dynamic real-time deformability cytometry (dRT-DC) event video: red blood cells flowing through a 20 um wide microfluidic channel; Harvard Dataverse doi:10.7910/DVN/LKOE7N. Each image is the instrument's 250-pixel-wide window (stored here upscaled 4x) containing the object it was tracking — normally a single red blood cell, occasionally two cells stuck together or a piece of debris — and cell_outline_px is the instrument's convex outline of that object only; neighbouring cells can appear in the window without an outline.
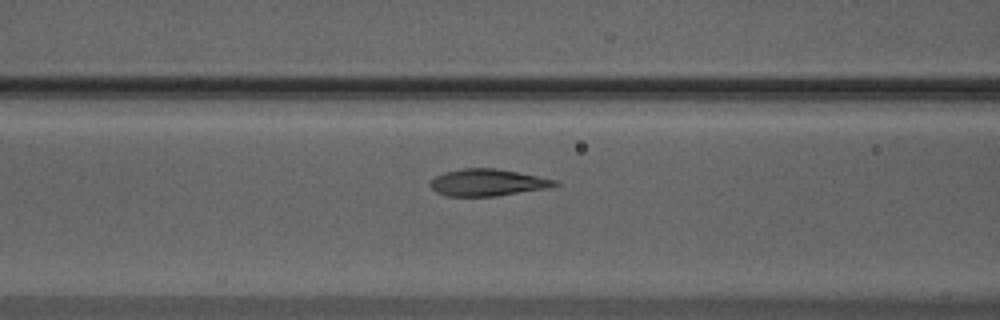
{"species": "Egyptian fruit bat (a non-hibernating species)", "species_latin": "Rousettus aegyptiacus", "temperature_condition": "warm", "stored_images_in_passage": 41, "camera_frame_rate_fps": 3000, "um_per_image_px": 0.085, "animal": {"sex": "male"}, "frame": {"image": 1, "passage_image": 10, "time_ms": 3.0, "image_size_px": [1000, 320], "cell_outline_px": [[560, 184], [552, 188], [496, 196], [448, 196], [436, 192], [428, 184], [436, 176], [444, 172], [464, 168], [496, 168], [556, 180]], "centroid_in_image_um": [41.46, 15.52], "position_along_channel_um": 125.1, "area_um2": 19.54}}
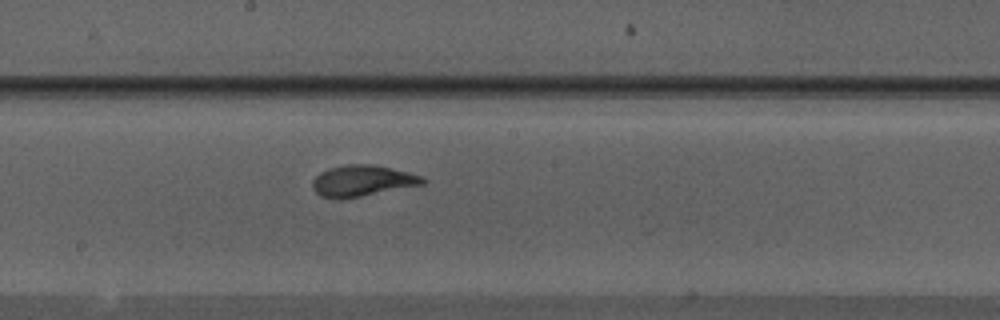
{"frame": {"image": 2, "passage_image": 17, "time_ms": 5.333, "image_size_px": [1000, 320], "cell_outline_px": [[428, 180], [424, 184], [340, 200], [336, 200], [320, 196], [312, 188], [312, 180], [320, 172], [328, 168], [348, 164], [372, 164], [392, 168], [424, 176]], "centroid_in_image_um": [30.79, 15.37], "position_along_channel_um": 217.4, "area_um2": 20.23}}
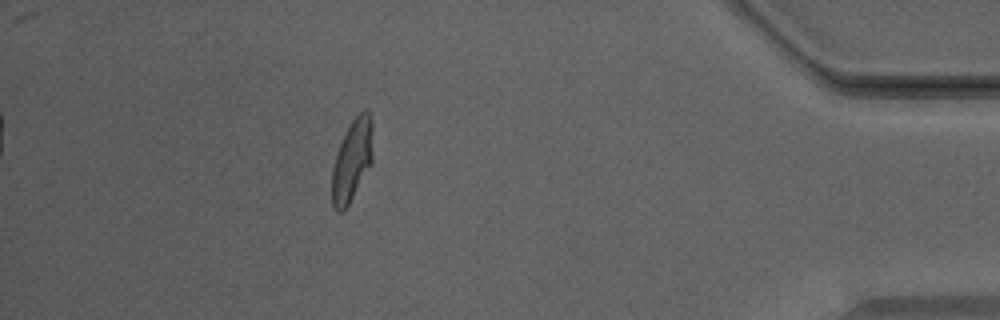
{"frame": {"image": 3, "passage_image": 35, "time_ms": 11.333, "image_size_px": [1000, 320], "cell_outline_px": [[372, 164], [344, 212], [336, 212], [332, 204], [332, 168], [340, 144], [352, 120], [364, 108], [368, 108], [372, 120]], "centroid_in_image_um": [29.94, 13.64], "position_along_channel_um": 405.3, "area_um2": 19.54}, "authors_computed_cell_mechanics": {"area_um2": 19.652, "velocity_mm_per_s": 3.9494, "shape_relaxation_time_tau1_ms": 2.7729, "shape_relaxation_time_tau2_ms": 0.6676, "deformation_change_tau1": 0.1682, "deformation_change_tau2": 0.0666}}